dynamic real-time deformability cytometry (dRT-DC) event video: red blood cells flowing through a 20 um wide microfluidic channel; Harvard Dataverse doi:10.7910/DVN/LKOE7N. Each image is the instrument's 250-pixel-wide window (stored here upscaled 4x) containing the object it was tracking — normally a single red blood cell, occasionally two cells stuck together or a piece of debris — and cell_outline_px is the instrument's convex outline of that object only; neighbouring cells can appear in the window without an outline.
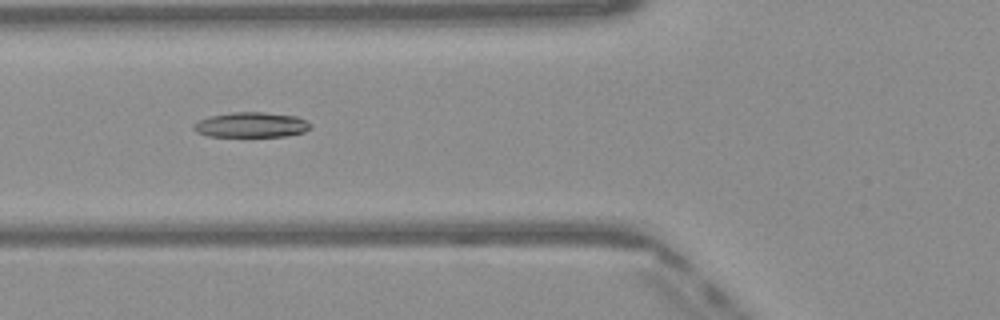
{"species": "Egyptian fruit bat (a non-hibernating species)", "species_latin": "Rousettus aegyptiacus", "temperature_condition": "warm", "stored_images_in_passage": 49, "camera_frame_rate_fps": 3000, "um_per_image_px": 0.085, "frame": {"image": 1, "passage_image": 18, "time_ms": 5.667, "image_size_px": [1000, 320], "cell_outline_px": [[312, 128], [304, 132], [284, 136], [208, 136], [196, 132], [192, 128], [192, 124], [200, 120], [212, 116], [232, 112], [264, 112], [296, 116], [312, 124]], "centroid_in_image_um": [21.36, 10.61], "position_along_channel_um": 104.4, "area_um2": 17.05}}
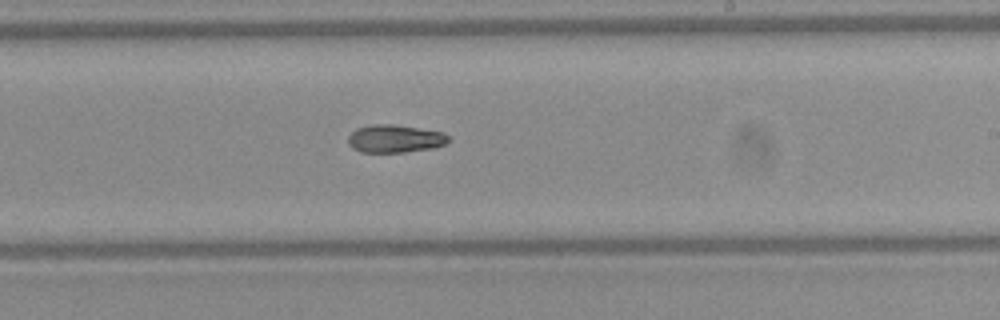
{"frame": {"image": 2, "passage_image": 29, "time_ms": 9.333, "image_size_px": [1000, 320], "cell_outline_px": [[452, 140], [448, 144], [436, 148], [404, 152], [360, 152], [352, 148], [348, 144], [348, 136], [356, 128], [372, 124], [396, 124], [444, 132]], "centroid_in_image_um": [33.62, 11.79], "position_along_channel_um": 255.4, "area_um2": 16.7}}
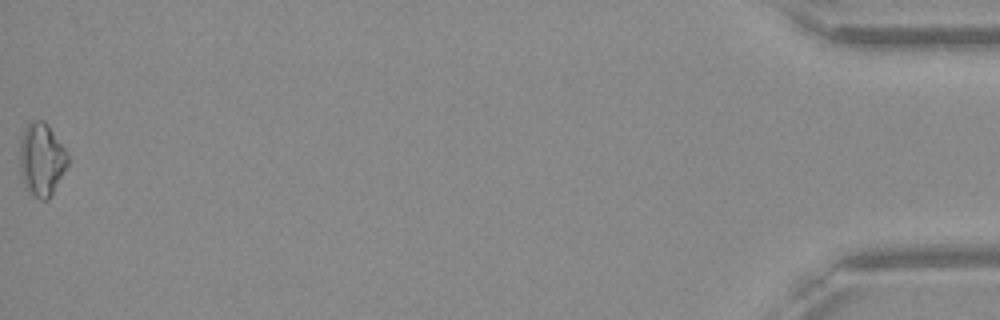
{"frame": {"image": 3, "passage_image": 49, "time_ms": 16.0, "image_size_px": [1000, 320], "cell_outline_px": [[68, 164], [48, 200], [40, 200], [28, 192], [24, 188], [20, 176], [20, 140], [24, 128], [32, 120], [44, 120], [48, 124], [68, 152]], "centroid_in_image_um": [3.52, 13.55], "position_along_channel_um": 431.7, "area_um2": 20.69}}